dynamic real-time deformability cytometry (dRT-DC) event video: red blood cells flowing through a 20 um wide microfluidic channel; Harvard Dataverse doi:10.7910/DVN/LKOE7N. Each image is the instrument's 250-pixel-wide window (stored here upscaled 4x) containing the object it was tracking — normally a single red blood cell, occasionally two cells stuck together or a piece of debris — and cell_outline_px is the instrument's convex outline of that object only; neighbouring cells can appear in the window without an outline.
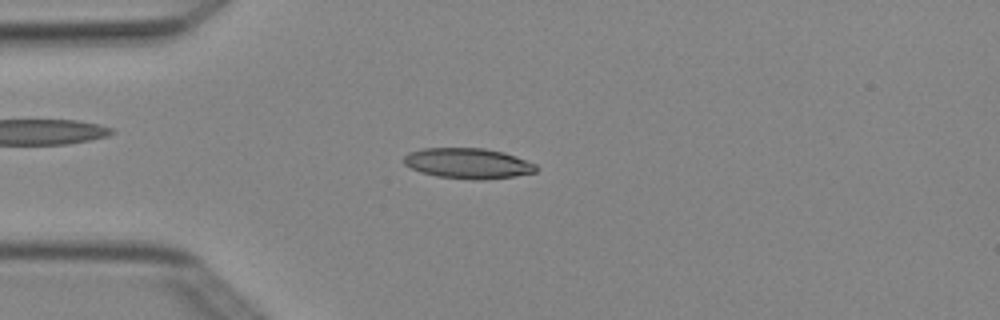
{"species": "Egyptian fruit bat (a non-hibernating species)", "species_latin": "Rousettus aegyptiacus", "temperature_condition": "cold", "stored_images_in_passage": 3, "camera_frame_rate_fps": 3000, "um_per_image_px": 0.085, "animal": {"sex": "female"}, "frame": {"image": 1, "passage_image": 3, "time_ms": 0.667, "image_size_px": [1000, 320], "cell_outline_px": [[536, 172], [516, 176], [488, 180], [472, 180], [436, 176], [420, 172], [404, 164], [404, 156], [408, 152], [424, 148], [484, 148], [504, 152], [516, 156], [536, 164]], "centroid_in_image_um": [39.79, 13.89], "position_along_channel_um": 45.2, "area_um2": 23.7}}